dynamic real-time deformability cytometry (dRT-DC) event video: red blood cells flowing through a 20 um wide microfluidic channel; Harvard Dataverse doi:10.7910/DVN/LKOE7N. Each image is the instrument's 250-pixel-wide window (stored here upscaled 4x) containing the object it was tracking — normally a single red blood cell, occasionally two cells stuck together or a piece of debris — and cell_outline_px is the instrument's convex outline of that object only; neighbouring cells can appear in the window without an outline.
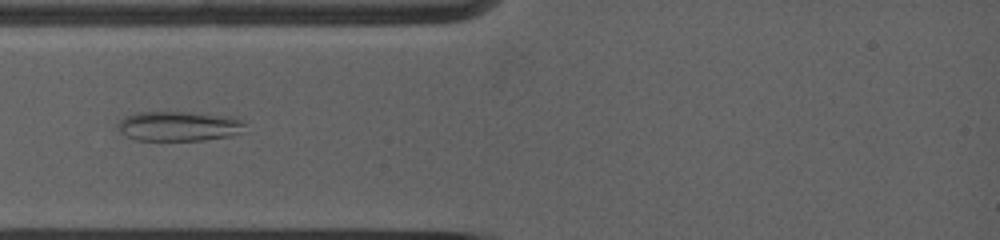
{"species": "common noctule bat (a hibernating species)", "species_latin": "Nyctalus noctula", "temperature_condition": "warm", "stored_images_in_passage": 36, "camera_frame_rate_fps": 5000, "um_per_image_px": 0.085, "animal": {"sex": "female", "body_mass_g": 19.0, "forearm_length_mm": 53.3}, "frame": {"image": 1, "passage_image": 2, "time_ms": 0.4, "image_size_px": [1000, 240], "cell_outline_px": [[244, 124], [240, 132], [232, 136], [204, 140], [136, 140], [120, 132], [116, 124], [124, 116], [136, 112], [188, 112], [236, 116]], "centroid_in_image_um": [15.18, 10.71], "position_along_channel_um": 69.8, "area_um2": 22.2}}
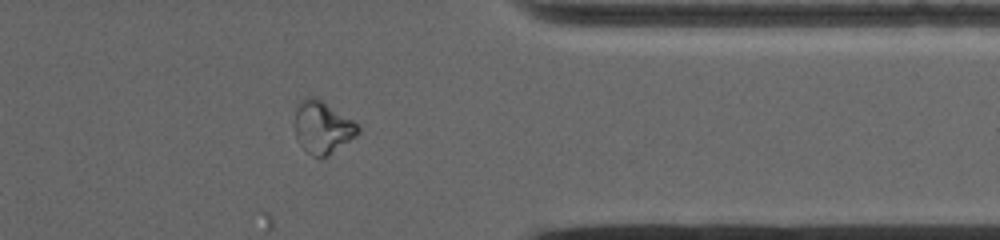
{"frame": {"image": 2, "passage_image": 23, "time_ms": 8.6, "image_size_px": [1000, 240], "cell_outline_px": [[360, 132], [356, 136], [328, 156], [312, 156], [296, 140], [296, 112], [304, 96], [316, 96], [360, 124]], "centroid_in_image_um": [27.46, 10.8], "position_along_channel_um": 383.9, "area_um2": 19.25}}
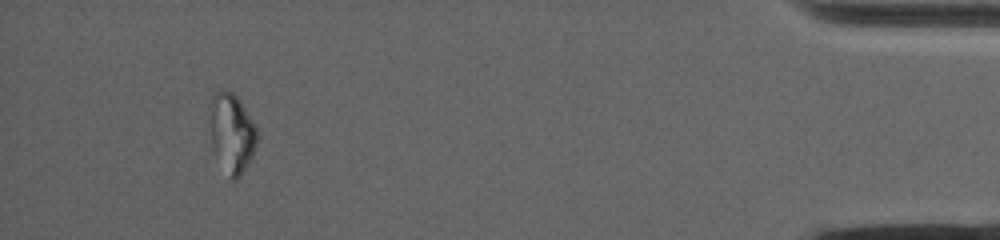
{"frame": {"image": 3, "passage_image": 30, "time_ms": 11.4, "image_size_px": [1000, 240], "cell_outline_px": [[256, 144], [252, 156], [240, 176], [236, 180], [232, 180], [212, 144], [208, 104], [212, 96], [220, 88], [232, 92], [240, 100], [252, 120], [256, 128]], "centroid_in_image_um": [19.69, 11.21], "position_along_channel_um": 415.5, "area_um2": 21.39}}